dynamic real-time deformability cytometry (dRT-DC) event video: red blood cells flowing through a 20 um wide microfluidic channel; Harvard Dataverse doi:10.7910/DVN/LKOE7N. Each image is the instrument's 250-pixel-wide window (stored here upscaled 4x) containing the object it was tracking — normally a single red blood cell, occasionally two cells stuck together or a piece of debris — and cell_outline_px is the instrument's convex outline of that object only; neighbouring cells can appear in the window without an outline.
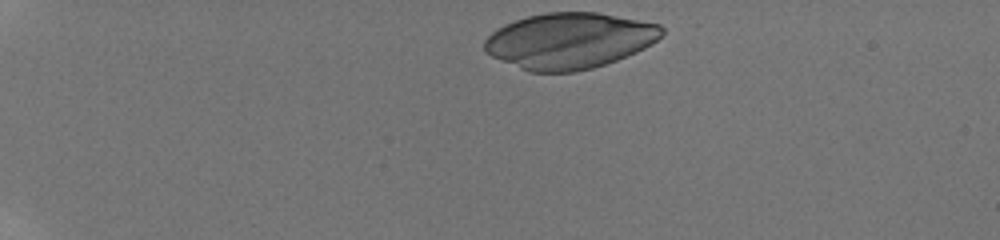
{"species": "human", "species_latin": "Homo sapiens", "temperature_condition": "room temperature", "stored_images_in_passage": 43, "camera_frame_rate_fps": 3000, "um_per_image_px": 0.085, "donor": {"sex": "male"}, "frame": {"image": 1, "passage_image": 1, "time_ms": 0.0, "image_size_px": [1000, 240], "cell_outline_px": [[664, 32], [652, 44], [636, 52], [616, 60], [592, 68], [576, 72], [532, 72], [520, 68], [492, 56], [484, 52], [484, 40], [492, 32], [504, 24], [528, 16], [548, 12], [596, 12], [660, 24], [664, 28]], "centroid_in_image_um": [48.4, 3.46], "position_along_channel_um": 36.6, "area_um2": 57.51}}